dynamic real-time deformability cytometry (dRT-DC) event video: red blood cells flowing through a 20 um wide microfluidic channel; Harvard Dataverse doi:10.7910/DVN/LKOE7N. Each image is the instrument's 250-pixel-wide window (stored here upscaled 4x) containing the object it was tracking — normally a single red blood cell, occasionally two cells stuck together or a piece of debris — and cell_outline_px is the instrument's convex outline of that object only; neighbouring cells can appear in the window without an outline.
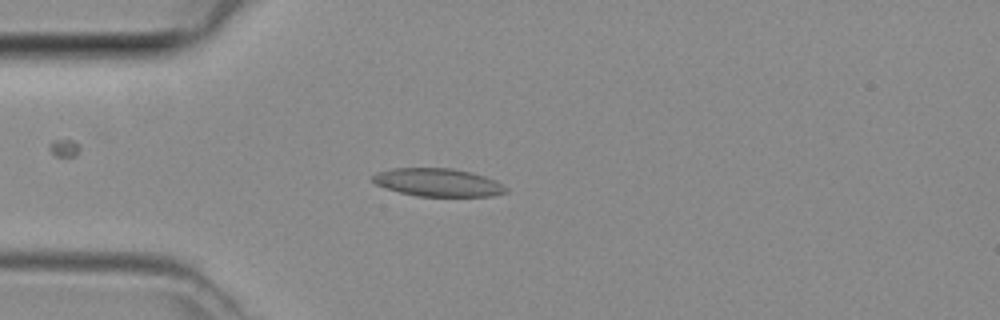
{"species": "common noctule bat (a hibernating species)", "species_latin": "Nyctalus noctula", "temperature_condition": "room temperature", "stored_images_in_passage": 12, "camera_frame_rate_fps": 3000, "um_per_image_px": 0.085, "animal": {"sex": "female", "body_mass_g": 29.2, "forearm_length_mm": 56.3}, "frame": {"image": 1, "passage_image": 8, "time_ms": 2.333, "image_size_px": [1000, 320], "cell_outline_px": [[508, 192], [492, 196], [416, 196], [400, 192], [376, 184], [372, 180], [372, 176], [376, 172], [392, 168], [452, 168], [484, 176], [508, 188]], "centroid_in_image_um": [37.2, 15.51], "position_along_channel_um": 47.8, "area_um2": 21.5}}
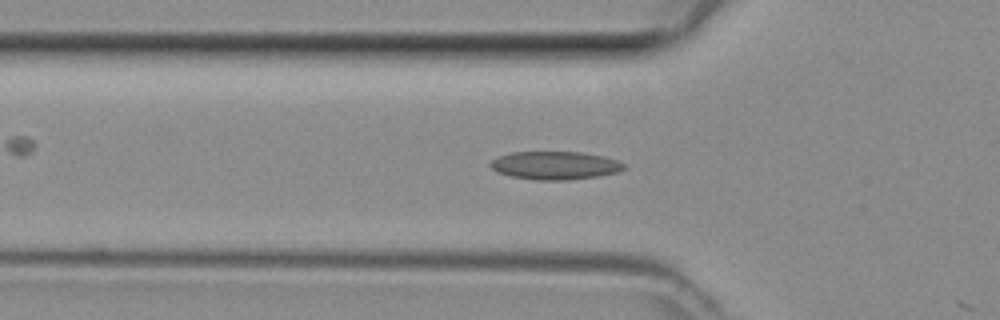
{"frame": {"image": 2, "passage_image": 11, "time_ms": 3.333, "image_size_px": [1000, 320], "cell_outline_px": [[624, 168], [616, 172], [596, 176], [568, 180], [532, 180], [512, 176], [500, 172], [492, 168], [488, 164], [492, 160], [500, 156], [512, 152], [580, 152], [600, 156], [616, 160], [624, 164]], "centroid_in_image_um": [47.14, 14.06], "position_along_channel_um": 78.7, "area_um2": 21.5}}